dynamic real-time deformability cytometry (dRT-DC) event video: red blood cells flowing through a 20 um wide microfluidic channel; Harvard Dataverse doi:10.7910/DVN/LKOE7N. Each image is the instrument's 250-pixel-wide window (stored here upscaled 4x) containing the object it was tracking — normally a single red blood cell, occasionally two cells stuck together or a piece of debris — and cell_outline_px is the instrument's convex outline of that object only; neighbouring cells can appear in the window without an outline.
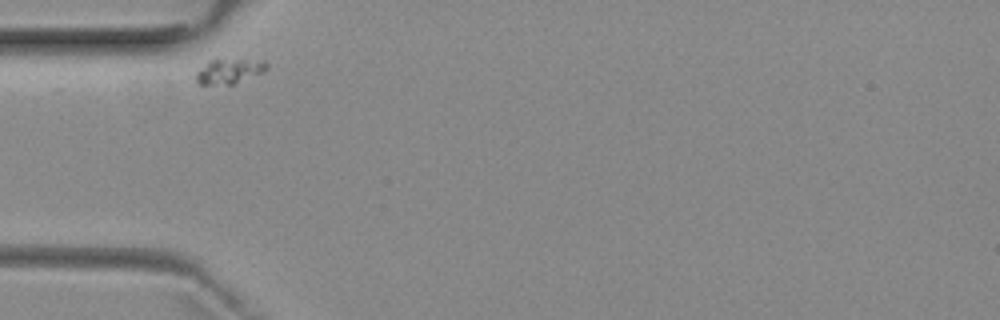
{"species": "common noctule bat (a hibernating species)", "species_latin": "Nyctalus noctula", "temperature_condition": "room temperature", "stored_images_in_passage": 2, "camera_frame_rate_fps": 3000, "um_per_image_px": 0.085, "animal": {"sex": "female", "body_mass_g": 29.2, "forearm_length_mm": 56.3}, "frame": {"image": 1, "passage_image": 1, "time_ms": 0.0, "image_size_px": [1000, 320], "cell_outline_px": [[268, 68], [264, 72], [232, 84], [200, 84], [196, 80], [196, 72], [208, 60], [216, 56], [264, 60], [268, 64]], "centroid_in_image_um": [19.49, 5.97], "position_along_channel_um": 65.5, "area_um2": 10.87}}